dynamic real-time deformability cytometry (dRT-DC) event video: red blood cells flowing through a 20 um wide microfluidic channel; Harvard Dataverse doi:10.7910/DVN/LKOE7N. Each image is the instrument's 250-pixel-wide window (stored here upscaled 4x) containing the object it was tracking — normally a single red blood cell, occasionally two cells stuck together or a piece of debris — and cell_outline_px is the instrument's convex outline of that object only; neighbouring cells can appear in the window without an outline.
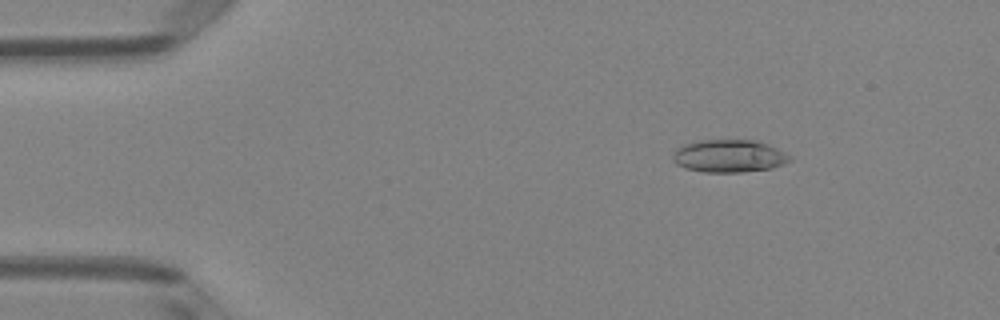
{"species": "Egyptian fruit bat (a non-hibernating species)", "species_latin": "Rousettus aegyptiacus", "temperature_condition": "room temperature", "stored_images_in_passage": 50, "camera_frame_rate_fps": 3000, "um_per_image_px": 0.085, "animal": {"sex": "female"}, "frame": {"image": 1, "passage_image": 7, "time_ms": 2.0, "image_size_px": [1000, 320], "cell_outline_px": [[792, 160], [784, 164], [772, 168], [740, 172], [704, 172], [684, 168], [676, 164], [672, 160], [672, 156], [676, 148], [684, 144], [696, 140], [756, 140], [768, 144], [792, 156]], "centroid_in_image_um": [61.95, 13.26], "position_along_channel_um": 23.0, "area_um2": 22.48}}
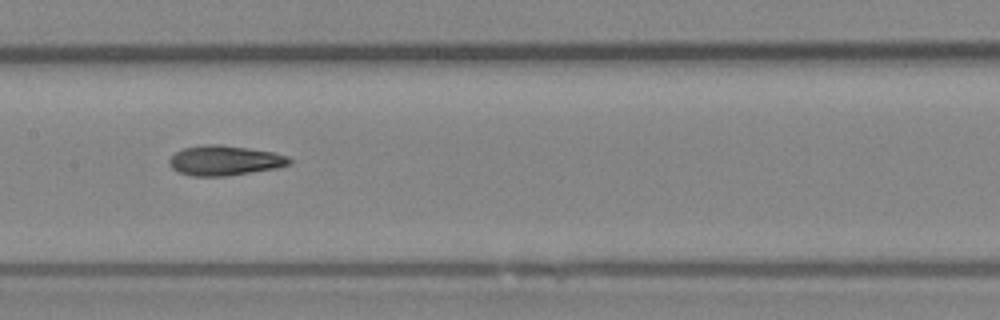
{"frame": {"image": 2, "passage_image": 25, "time_ms": 8.0, "image_size_px": [1000, 320], "cell_outline_px": [[292, 164], [276, 168], [224, 176], [192, 176], [180, 172], [172, 168], [168, 164], [168, 160], [176, 152], [184, 148], [204, 144], [216, 144], [248, 148], [272, 152], [288, 156], [292, 160]], "centroid_in_image_um": [19.1, 13.64], "position_along_channel_um": 188.3, "area_um2": 20.81}}
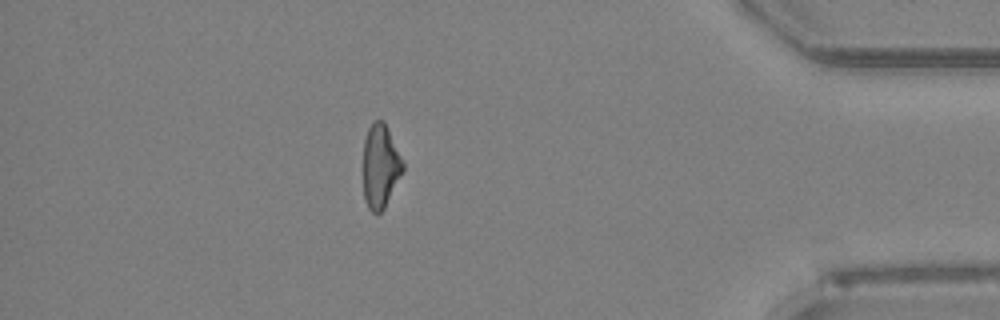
{"frame": {"image": 3, "passage_image": 44, "time_ms": 14.333, "image_size_px": [1000, 320], "cell_outline_px": [[404, 168], [384, 208], [380, 212], [372, 212], [368, 208], [364, 200], [364, 140], [368, 128], [372, 120], [384, 120], [404, 160]], "centroid_in_image_um": [32.34, 14.07], "position_along_channel_um": 402.9, "area_um2": 19.36}, "authors_computed_cell_mechanics": {"area_um2": 20.8947, "velocity_mm_per_s": 4.0365, "shape_relaxation_time_tau1_ms": null, "shape_relaxation_time_tau2_ms": 3.7761, "deformation_change_tau1": null, "deformation_change_tau2": 0.1192}}